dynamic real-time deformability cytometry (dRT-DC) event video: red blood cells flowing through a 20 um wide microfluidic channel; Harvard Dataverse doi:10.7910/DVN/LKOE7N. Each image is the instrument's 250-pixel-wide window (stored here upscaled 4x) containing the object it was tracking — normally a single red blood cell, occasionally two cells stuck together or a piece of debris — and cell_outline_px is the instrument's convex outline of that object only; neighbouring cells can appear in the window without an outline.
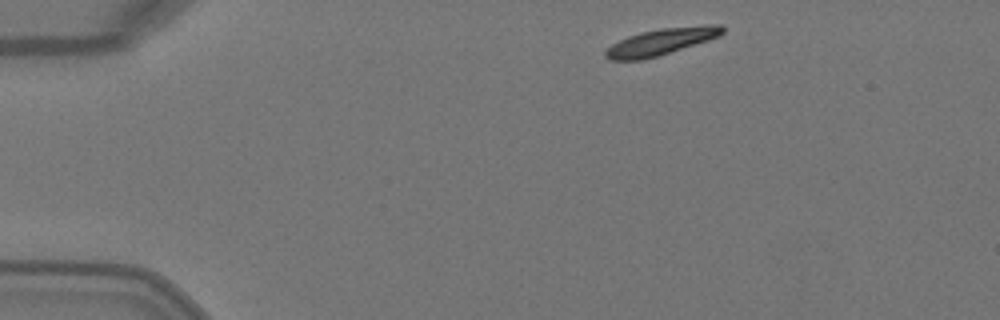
{"species": "Egyptian fruit bat (a non-hibernating species)", "species_latin": "Rousettus aegyptiacus", "temperature_condition": "warm", "stored_images_in_passage": 3, "camera_frame_rate_fps": 3000, "um_per_image_px": 0.085, "animal": {"sex": "female"}, "frame": {"image": 1, "passage_image": 1, "time_ms": 0.0, "image_size_px": [1000, 320], "cell_outline_px": [[724, 32], [720, 36], [708, 40], [656, 56], [640, 60], [608, 60], [604, 56], [604, 52], [612, 44], [628, 36], [640, 32], [660, 28], [708, 24], [720, 24], [724, 28]], "centroid_in_image_um": [56.2, 3.53], "position_along_channel_um": 28.8, "area_um2": 18.03}}